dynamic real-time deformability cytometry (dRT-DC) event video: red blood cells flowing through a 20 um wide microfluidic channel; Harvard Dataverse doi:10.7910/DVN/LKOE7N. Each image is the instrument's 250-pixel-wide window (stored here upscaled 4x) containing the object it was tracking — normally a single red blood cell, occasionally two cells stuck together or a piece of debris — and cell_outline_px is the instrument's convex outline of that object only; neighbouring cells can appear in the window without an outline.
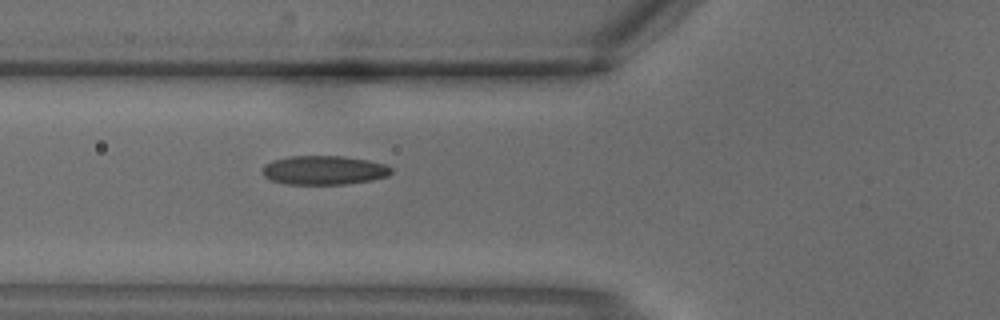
{"species": "common noctule bat (a hibernating species)", "species_latin": "Nyctalus noctula", "temperature_condition": "warm", "stored_images_in_passage": 4, "camera_frame_rate_fps": 3000, "um_per_image_px": 0.085, "animal": {"sex": "male", "body_mass_g": 18.8}, "frame": {"image": 1, "passage_image": 4, "time_ms": 1.0, "image_size_px": [1000, 320], "cell_outline_px": [[392, 172], [388, 176], [372, 180], [344, 184], [284, 184], [272, 180], [264, 176], [260, 172], [260, 168], [264, 164], [272, 160], [288, 156], [344, 156], [368, 160], [388, 164], [392, 168]], "centroid_in_image_um": [27.52, 14.46], "position_along_channel_um": 98.3, "area_um2": 22.14}}